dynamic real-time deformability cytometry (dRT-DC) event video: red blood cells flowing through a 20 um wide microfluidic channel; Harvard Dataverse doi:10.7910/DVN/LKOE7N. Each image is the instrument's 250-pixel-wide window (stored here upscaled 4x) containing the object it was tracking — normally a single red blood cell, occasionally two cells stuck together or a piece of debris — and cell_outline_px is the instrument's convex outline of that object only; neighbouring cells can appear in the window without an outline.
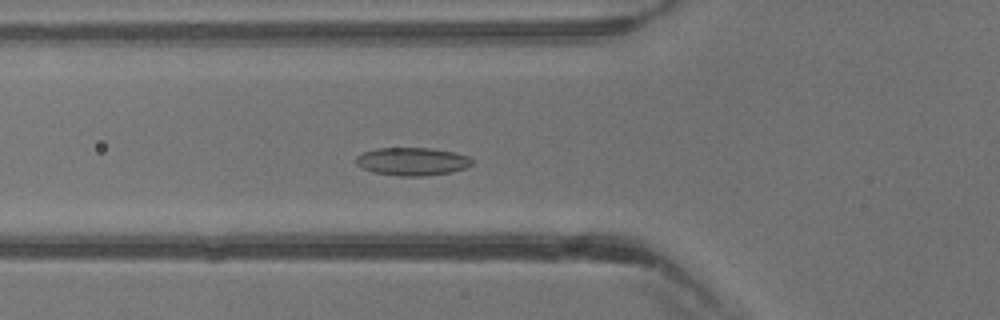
{"species": "common noctule bat (a hibernating species)", "species_latin": "Nyctalus noctula", "temperature_condition": "warm", "stored_images_in_passage": 40, "camera_frame_rate_fps": 3000, "um_per_image_px": 0.085, "animal": {"sex": "male", "body_mass_g": 13.3}, "frame": {"image": 1, "passage_image": 15, "time_ms": 4.667, "image_size_px": [1000, 320], "cell_outline_px": [[472, 164], [464, 168], [448, 172], [424, 176], [400, 176], [372, 172], [356, 164], [356, 156], [364, 152], [376, 148], [428, 148], [452, 152], [468, 156], [472, 160]], "centroid_in_image_um": [35.0, 13.72], "position_along_channel_um": 90.8, "area_um2": 18.67}}
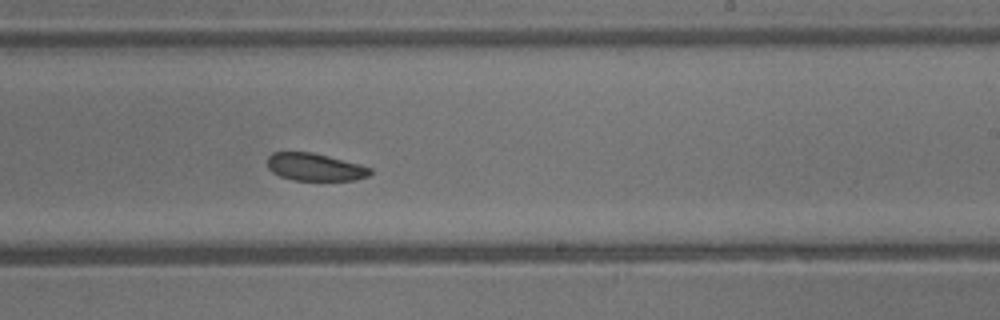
{"frame": {"image": 2, "passage_image": 25, "time_ms": 8.0, "image_size_px": [1000, 320], "cell_outline_px": [[372, 172], [368, 176], [356, 180], [292, 180], [280, 176], [272, 172], [268, 168], [268, 156], [272, 152], [312, 152], [360, 164], [372, 168]], "centroid_in_image_um": [26.77, 14.2], "position_along_channel_um": 262.2, "area_um2": 16.53}}
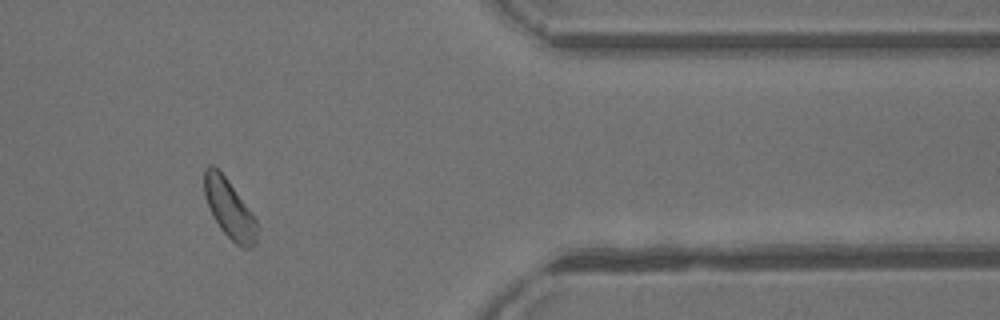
{"frame": {"image": 3, "passage_image": 34, "time_ms": 11.0, "image_size_px": [1000, 320], "cell_outline_px": [[256, 244], [252, 248], [244, 248], [236, 244], [220, 228], [204, 196], [204, 168], [208, 164], [212, 164], [228, 180], [248, 208], [256, 220]], "centroid_in_image_um": [19.48, 17.73], "position_along_channel_um": 391.9, "area_um2": 17.63}}